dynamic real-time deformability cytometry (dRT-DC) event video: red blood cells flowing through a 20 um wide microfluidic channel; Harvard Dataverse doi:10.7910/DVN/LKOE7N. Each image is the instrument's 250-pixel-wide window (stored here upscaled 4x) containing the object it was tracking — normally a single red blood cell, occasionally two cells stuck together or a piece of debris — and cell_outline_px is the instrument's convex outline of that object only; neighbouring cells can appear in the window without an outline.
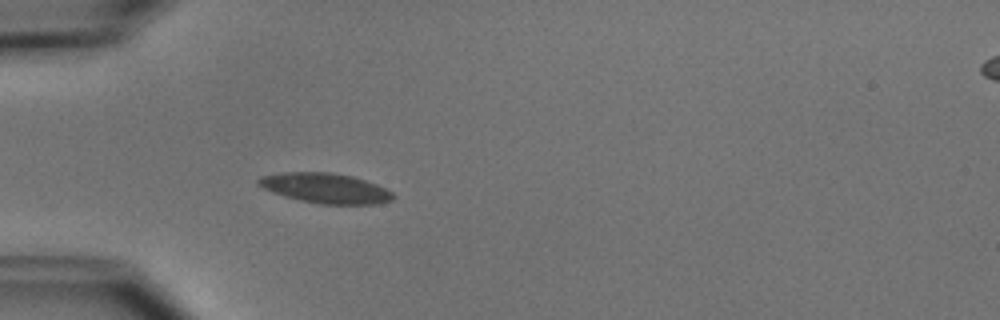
{"species": "common noctule bat (a hibernating species)", "species_latin": "Nyctalus noctula", "temperature_condition": "cold", "stored_images_in_passage": 3, "camera_frame_rate_fps": 3000, "um_per_image_px": 0.085, "animal": {"sex": "male", "body_mass_g": 15.6}, "frame": {"image": 1, "passage_image": 3, "time_ms": 3.333, "image_size_px": [1000, 320], "cell_outline_px": [[396, 196], [392, 200], [376, 204], [320, 204], [300, 200], [272, 192], [256, 184], [256, 180], [260, 176], [284, 172], [328, 172], [352, 176], [376, 184], [392, 192]], "centroid_in_image_um": [27.65, 15.99], "position_along_channel_um": 57.4, "area_um2": 23.47}}